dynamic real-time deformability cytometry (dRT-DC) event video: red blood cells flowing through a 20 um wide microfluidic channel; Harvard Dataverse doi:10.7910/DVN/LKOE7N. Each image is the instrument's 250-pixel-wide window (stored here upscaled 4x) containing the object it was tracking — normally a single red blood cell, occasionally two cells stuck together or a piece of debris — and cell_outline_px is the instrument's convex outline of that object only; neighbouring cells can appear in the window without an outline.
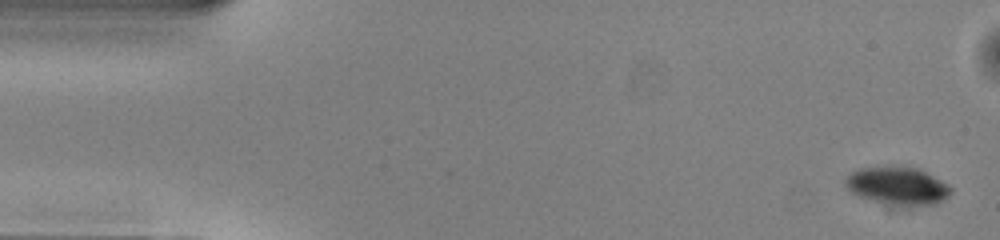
{"species": "common noctule bat (a hibernating species)", "species_latin": "Nyctalus noctula", "temperature_condition": "warm", "stored_images_in_passage": 50, "camera_frame_rate_fps": 3000, "um_per_image_px": 0.085, "animal": {"sex": "male", "body_mass_g": 13.0, "forearm_length_mm": 53.1}, "frame": {"image": 1, "passage_image": 1, "time_ms": 0.0, "image_size_px": [1000, 240], "cell_outline_px": [[952, 192], [944, 200], [936, 204], [892, 204], [872, 200], [860, 196], [852, 192], [844, 184], [844, 180], [852, 172], [860, 168], [916, 168], [948, 184], [952, 188]], "centroid_in_image_um": [76.31, 15.81], "position_along_channel_um": 8.7, "area_um2": 22.25}}
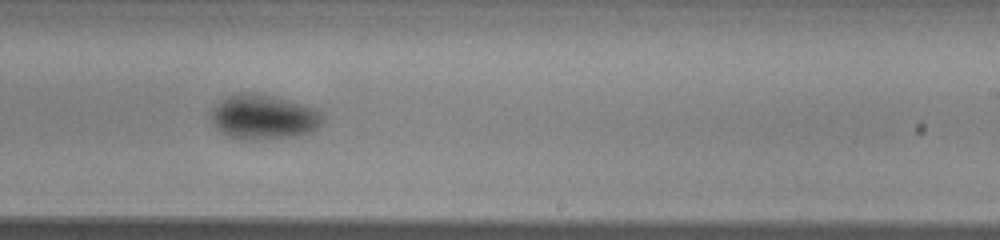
{"frame": {"image": 2, "passage_image": 30, "time_ms": 9.667, "image_size_px": [1000, 240], "cell_outline_px": [[324, 120], [316, 128], [308, 132], [296, 136], [252, 140], [228, 136], [220, 132], [212, 124], [212, 112], [228, 96], [240, 92], [244, 92], [264, 96], [312, 108], [320, 112], [324, 116]], "centroid_in_image_um": [22.38, 9.99], "position_along_channel_um": 266.6, "area_um2": 27.8}}
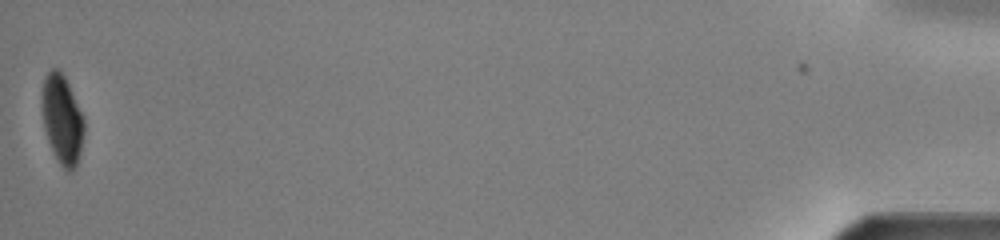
{"frame": {"image": 3, "passage_image": 50, "time_ms": 16.333, "image_size_px": [1000, 240], "cell_outline_px": [[84, 132], [80, 152], [76, 168], [72, 172], [68, 172], [60, 164], [52, 152], [44, 128], [40, 104], [40, 92], [44, 76], [52, 68], [56, 68], [64, 76], [84, 116]], "centroid_in_image_um": [5.25, 10.15], "position_along_channel_um": 429.9, "area_um2": 22.31}, "authors_computed_cell_mechanics": {"area_um2": 26.2412, "velocity_mm_per_s": 4.0282, "shape_relaxation_time_tau1_ms": 3.4455, "shape_relaxation_time_tau2_ms": 9.4642, "deformation_change_tau1": 0.1106, "deformation_change_tau2": 0.0882}}